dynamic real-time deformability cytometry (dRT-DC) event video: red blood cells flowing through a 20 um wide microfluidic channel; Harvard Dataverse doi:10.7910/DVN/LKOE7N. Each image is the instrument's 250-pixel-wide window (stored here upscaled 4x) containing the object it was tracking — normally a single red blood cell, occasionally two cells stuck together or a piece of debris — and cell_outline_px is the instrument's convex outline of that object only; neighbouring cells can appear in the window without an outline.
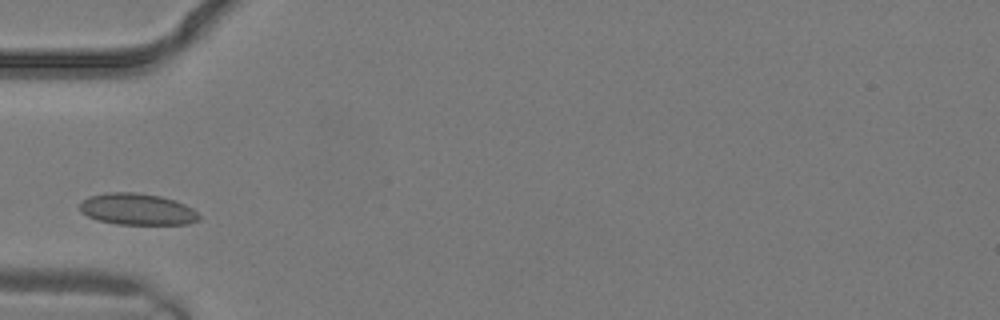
{"species": "common noctule bat (a hibernating species)", "species_latin": "Nyctalus noctula", "temperature_condition": "warm", "stored_images_in_passage": 1, "camera_frame_rate_fps": 3000, "um_per_image_px": 0.085, "animal": {"sex": "male", "body_mass_g": 19.2, "forearm_length_mm": 51.8}, "frame": {"image": 1, "passage_image": 1, "time_ms": 0.0, "image_size_px": [1000, 320], "cell_outline_px": [[200, 220], [188, 224], [116, 224], [96, 220], [80, 212], [80, 204], [88, 196], [104, 192], [136, 192], [160, 196], [176, 200], [192, 208], [200, 216]], "centroid_in_image_um": [11.65, 17.78], "position_along_channel_um": 73.3, "area_um2": 22.08}}